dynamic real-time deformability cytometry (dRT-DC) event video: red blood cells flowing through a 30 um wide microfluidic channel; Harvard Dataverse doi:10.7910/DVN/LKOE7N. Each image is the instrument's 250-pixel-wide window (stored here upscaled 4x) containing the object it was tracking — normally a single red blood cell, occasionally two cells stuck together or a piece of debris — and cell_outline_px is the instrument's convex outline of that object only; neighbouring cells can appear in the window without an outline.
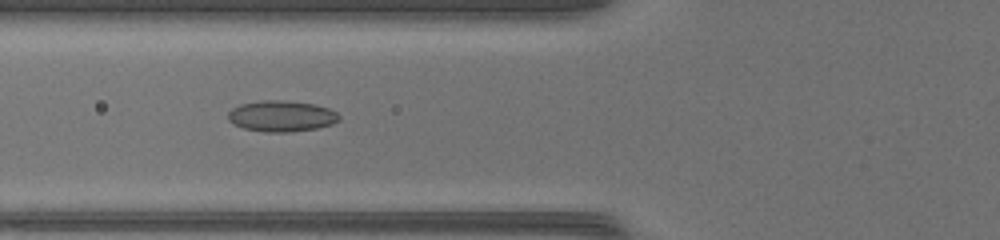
{"species": "common noctule bat (a hibernating species)", "species_latin": "Nyctalus noctula", "temperature_condition": "warm", "stored_images_in_passage": 49, "camera_frame_rate_fps": 3000, "um_per_image_px": 0.085, "animal": {"sex": "female", "body_mass_g": 17.0, "forearm_length_mm": 48.0}, "frame": {"image": 1, "passage_image": 20, "time_ms": 6.333, "image_size_px": [1000, 240], "cell_outline_px": [[340, 120], [332, 124], [316, 128], [288, 132], [264, 132], [244, 128], [232, 124], [228, 120], [228, 112], [232, 108], [240, 104], [264, 100], [276, 100], [312, 104], [328, 108], [336, 112], [340, 116]], "centroid_in_image_um": [23.9, 9.88], "position_along_channel_um": 101.9, "area_um2": 19.94}}
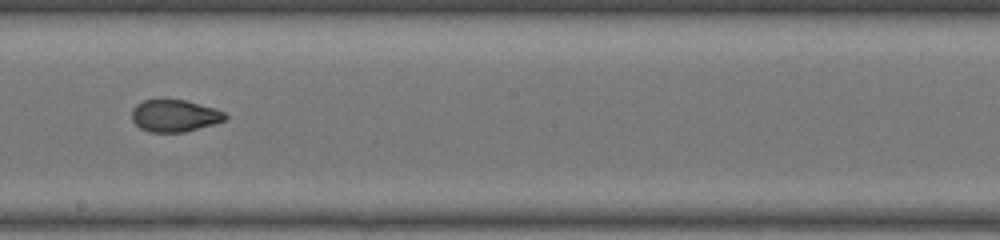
{"frame": {"image": 2, "passage_image": 29, "time_ms": 9.333, "image_size_px": [1000, 240], "cell_outline_px": [[228, 116], [224, 120], [212, 124], [184, 132], [148, 132], [140, 128], [132, 120], [132, 108], [136, 104], [144, 100], [160, 96], [184, 100], [216, 108], [224, 112]], "centroid_in_image_um": [14.79, 9.79], "position_along_channel_um": 233.4, "area_um2": 17.92}}
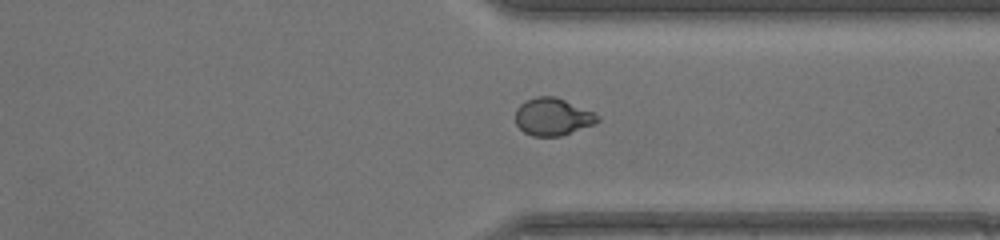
{"frame": {"image": 3, "passage_image": 38, "time_ms": 12.333, "image_size_px": [1000, 240], "cell_outline_px": [[600, 120], [596, 124], [560, 136], [532, 136], [524, 132], [516, 124], [516, 108], [520, 104], [536, 96], [556, 96], [592, 112], [600, 116]], "centroid_in_image_um": [46.98, 9.93], "position_along_channel_um": 364.4, "area_um2": 17.86}, "authors_computed_cell_mechanics": {"area_um2": 18.9006, "velocity_mm_per_s": 4.3812, "shape_relaxation_time_tau1_ms": null, "shape_relaxation_time_tau2_ms": 0.934, "deformation_change_tau1": null, "deformation_change_tau2": 0.0585}}